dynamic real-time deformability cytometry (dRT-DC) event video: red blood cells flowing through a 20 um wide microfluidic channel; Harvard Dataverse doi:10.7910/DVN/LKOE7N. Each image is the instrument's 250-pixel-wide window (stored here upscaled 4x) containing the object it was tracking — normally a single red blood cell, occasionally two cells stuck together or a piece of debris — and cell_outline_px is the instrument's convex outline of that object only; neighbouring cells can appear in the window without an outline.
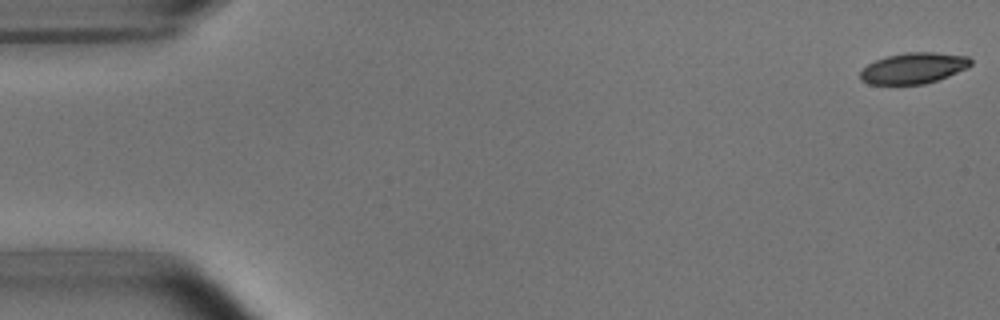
{"species": "common noctule bat (a hibernating species)", "species_latin": "Nyctalus noctula", "temperature_condition": "room temperature", "stored_images_in_passage": 6, "camera_frame_rate_fps": 3000, "um_per_image_px": 0.085, "animal": {"sex": "male", "body_mass_g": 15.6}, "frame": {"image": 1, "passage_image": 1, "time_ms": 0.0, "image_size_px": [1000, 320], "cell_outline_px": [[972, 64], [968, 68], [948, 76], [924, 84], [868, 84], [860, 80], [860, 72], [868, 64], [876, 60], [888, 56], [908, 52], [932, 52], [968, 56], [972, 60]], "centroid_in_image_um": [77.67, 5.79], "position_along_channel_um": 7.3, "area_um2": 19.83}}